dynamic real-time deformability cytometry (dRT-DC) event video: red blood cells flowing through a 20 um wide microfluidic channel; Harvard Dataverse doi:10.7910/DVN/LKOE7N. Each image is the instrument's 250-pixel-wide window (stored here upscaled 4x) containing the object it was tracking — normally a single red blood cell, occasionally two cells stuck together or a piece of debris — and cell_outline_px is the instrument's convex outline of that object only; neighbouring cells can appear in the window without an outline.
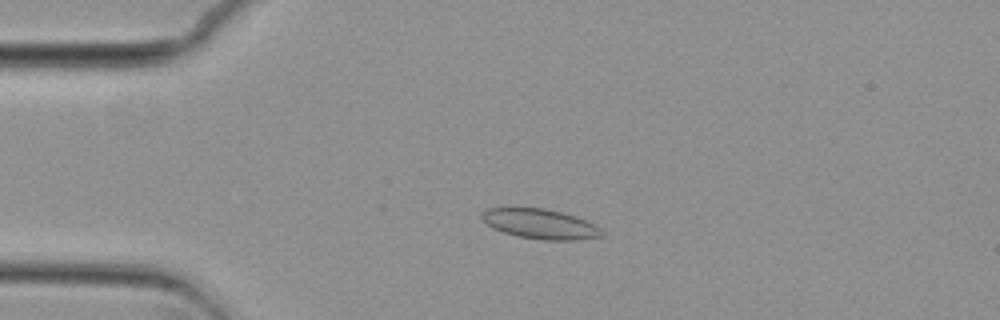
{"species": "common noctule bat (a hibernating species)", "species_latin": "Nyctalus noctula", "temperature_condition": "cold", "stored_images_in_passage": 55, "camera_frame_rate_fps": 3000, "um_per_image_px": 0.085, "animal": {"sex": "female", "body_mass_g": 29.2, "forearm_length_mm": 56.3}, "frame": {"image": 1, "passage_image": 13, "time_ms": 4.0, "image_size_px": [1000, 320], "cell_outline_px": [[604, 236], [580, 240], [544, 240], [516, 236], [492, 228], [480, 216], [480, 212], [488, 208], [512, 204], [544, 208], [564, 212], [576, 216], [596, 224], [604, 232]], "centroid_in_image_um": [45.88, 18.98], "position_along_channel_um": 39.1, "area_um2": 21.96}}
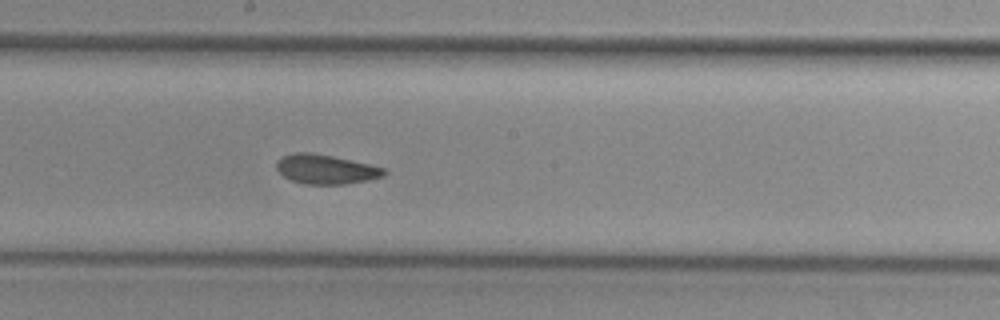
{"frame": {"image": 2, "passage_image": 30, "time_ms": 9.667, "image_size_px": [1000, 320], "cell_outline_px": [[388, 172], [384, 176], [368, 180], [344, 184], [304, 184], [292, 180], [284, 176], [276, 168], [276, 160], [292, 152], [312, 152], [332, 156], [368, 164], [384, 168]], "centroid_in_image_um": [27.68, 14.38], "position_along_channel_um": 220.5, "area_um2": 18.38}}
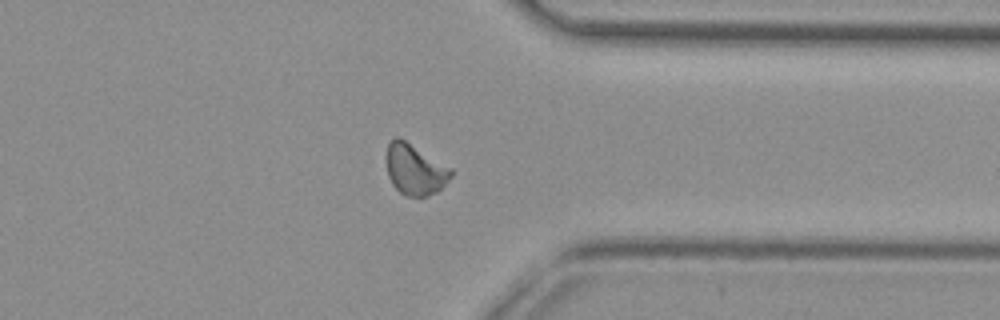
{"frame": {"image": 3, "passage_image": 43, "time_ms": 14.0, "image_size_px": [1000, 320], "cell_outline_px": [[452, 176], [436, 192], [428, 196], [404, 196], [392, 184], [388, 176], [384, 160], [384, 156], [388, 144], [396, 136], [400, 136], [452, 168]], "centroid_in_image_um": [35.22, 14.37], "position_along_channel_um": 376.2, "area_um2": 19.54}, "authors_computed_cell_mechanics": {"area_um2": 18.9584, "velocity_mm_per_s": 3.7192, "shape_relaxation_time_tau1_ms": null, "shape_relaxation_time_tau2_ms": 2.904, "deformation_change_tau1": null, "deformation_change_tau2": 0.0397}}